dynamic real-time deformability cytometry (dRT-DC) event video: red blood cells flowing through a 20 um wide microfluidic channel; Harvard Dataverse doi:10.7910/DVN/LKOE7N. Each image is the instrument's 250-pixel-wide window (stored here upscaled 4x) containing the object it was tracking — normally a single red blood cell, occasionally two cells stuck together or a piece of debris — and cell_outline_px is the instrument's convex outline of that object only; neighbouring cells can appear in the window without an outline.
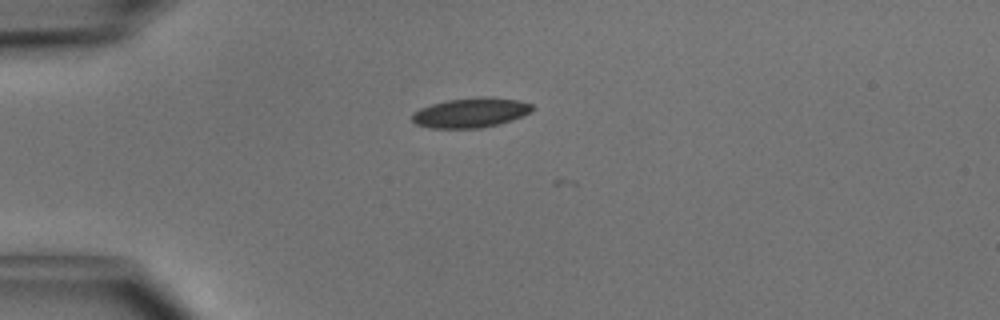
{"species": "common noctule bat (a hibernating species)", "species_latin": "Nyctalus noctula", "temperature_condition": "cold", "stored_images_in_passage": 4, "camera_frame_rate_fps": 3000, "um_per_image_px": 0.085, "animal": {"sex": "male", "body_mass_g": 15.6}, "frame": {"image": 1, "passage_image": 1, "time_ms": 0.0, "image_size_px": [1000, 320], "cell_outline_px": [[536, 108], [532, 112], [524, 116], [500, 124], [480, 128], [428, 128], [416, 124], [412, 120], [412, 112], [420, 108], [444, 100], [476, 96], [488, 96], [520, 100], [532, 104]], "centroid_in_image_um": [40.05, 9.56], "position_along_channel_um": 45.0, "area_um2": 21.39}}